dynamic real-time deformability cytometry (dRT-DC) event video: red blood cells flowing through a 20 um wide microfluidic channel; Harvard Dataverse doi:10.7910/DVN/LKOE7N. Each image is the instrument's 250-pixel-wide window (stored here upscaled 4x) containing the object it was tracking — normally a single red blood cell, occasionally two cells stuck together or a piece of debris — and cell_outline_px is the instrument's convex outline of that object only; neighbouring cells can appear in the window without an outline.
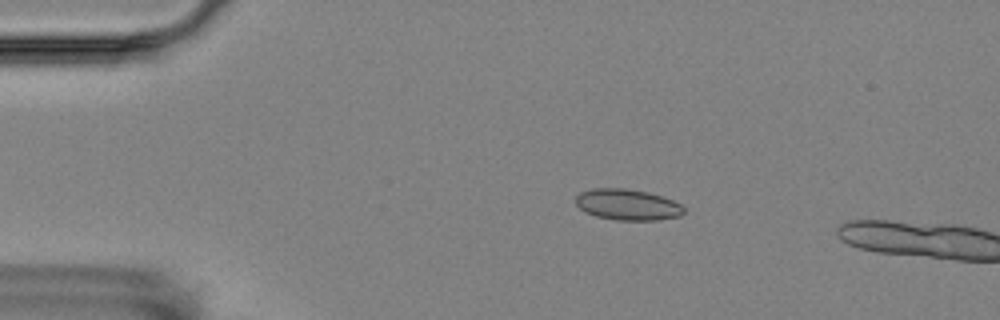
{"species": "Egyptian fruit bat (a non-hibernating species)", "species_latin": "Rousettus aegyptiacus", "temperature_condition": "room temperature", "stored_images_in_passage": 3, "camera_frame_rate_fps": 3000, "um_per_image_px": 0.085, "animal": {"sex": "female"}, "frame": {"image": 1, "passage_image": 2, "time_ms": 1.0, "image_size_px": [1000, 320], "cell_outline_px": [[684, 212], [680, 216], [656, 220], [616, 220], [596, 216], [584, 212], [576, 204], [576, 196], [580, 192], [592, 188], [624, 188], [648, 192], [672, 200], [680, 204], [684, 208]], "centroid_in_image_um": [53.31, 17.39], "position_along_channel_um": 31.7, "area_um2": 19.54}}